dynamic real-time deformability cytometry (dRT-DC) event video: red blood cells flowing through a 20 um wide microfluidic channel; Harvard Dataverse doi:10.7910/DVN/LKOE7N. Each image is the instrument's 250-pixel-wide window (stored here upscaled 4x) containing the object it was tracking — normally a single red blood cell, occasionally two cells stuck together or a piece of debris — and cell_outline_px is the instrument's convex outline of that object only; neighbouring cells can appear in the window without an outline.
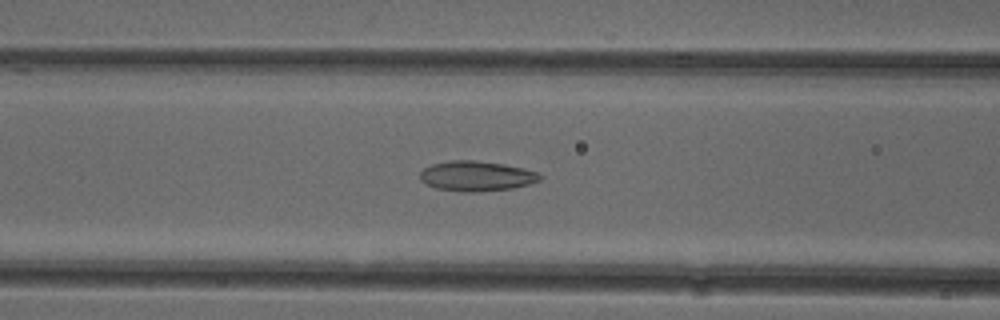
{"species": "common noctule bat (a hibernating species)", "species_latin": "Nyctalus noctula", "temperature_condition": "cold", "stored_images_in_passage": 47, "camera_frame_rate_fps": 3000, "um_per_image_px": 0.085, "animal": {"sex": "female"}, "frame": {"image": 1, "passage_image": 16, "time_ms": 5.0, "image_size_px": [1000, 320], "cell_outline_px": [[544, 176], [540, 180], [532, 184], [512, 188], [476, 192], [464, 192], [436, 188], [420, 180], [420, 172], [424, 168], [432, 164], [452, 160], [472, 160], [504, 164], [524, 168], [536, 172]], "centroid_in_image_um": [40.53, 14.96], "position_along_channel_um": 126.1, "area_um2": 21.04}}
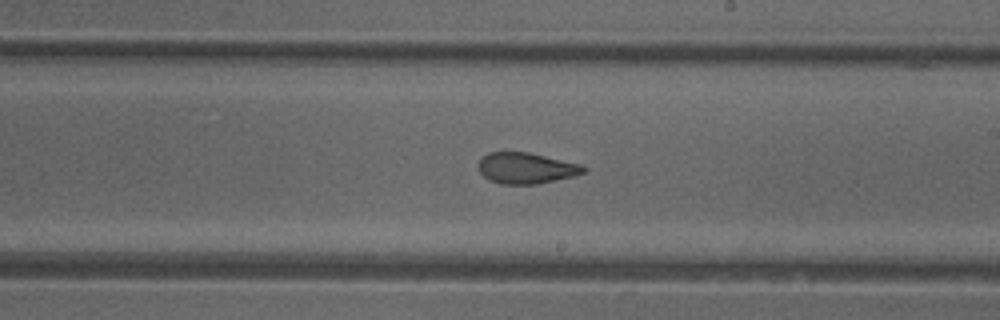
{"frame": {"image": 2, "passage_image": 25, "time_ms": 8.0, "image_size_px": [1000, 320], "cell_outline_px": [[588, 168], [584, 172], [572, 176], [536, 184], [500, 184], [488, 180], [480, 172], [476, 164], [480, 156], [488, 152], [528, 152], [580, 164]], "centroid_in_image_um": [44.64, 14.28], "position_along_channel_um": 244.4, "area_um2": 19.07}}
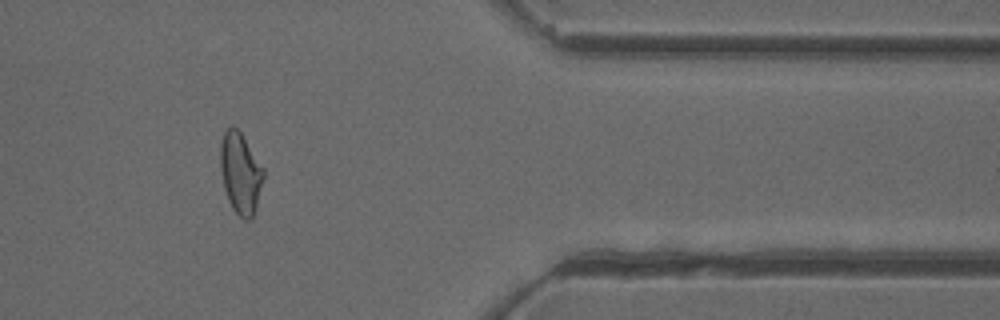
{"frame": {"image": 3, "passage_image": 38, "time_ms": 12.333, "image_size_px": [1000, 320], "cell_outline_px": [[264, 176], [256, 208], [252, 220], [244, 220], [232, 208], [228, 200], [224, 188], [220, 168], [220, 144], [224, 132], [232, 124], [240, 132], [264, 168]], "centroid_in_image_um": [20.44, 14.73], "position_along_channel_um": 391.0, "area_um2": 20.4}, "authors_computed_cell_mechanics": {"area_um2": 20.7502, "velocity_mm_per_s": 3.934, "shape_relaxation_time_tau1_ms": null, "shape_relaxation_time_tau2_ms": 2.1832, "deformation_change_tau1": null, "deformation_change_tau2": 0.0982}}